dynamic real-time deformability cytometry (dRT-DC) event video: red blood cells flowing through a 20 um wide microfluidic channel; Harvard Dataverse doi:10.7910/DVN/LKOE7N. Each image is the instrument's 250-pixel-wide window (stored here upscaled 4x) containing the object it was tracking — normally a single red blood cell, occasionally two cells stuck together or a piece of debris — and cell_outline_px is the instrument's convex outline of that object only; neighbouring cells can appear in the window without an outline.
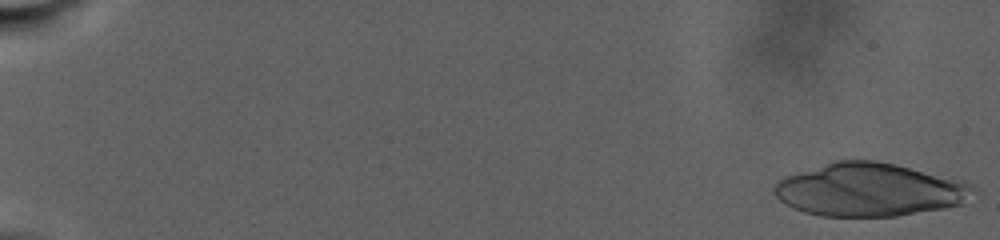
{"species": "human", "species_latin": "Homo sapiens", "temperature_condition": "warm", "stored_images_in_passage": 48, "camera_frame_rate_fps": 3000, "um_per_image_px": 0.085, "donor": {"sex": "male"}, "frame": {"image": 1, "passage_image": 1, "time_ms": 0.0, "image_size_px": [1000, 240], "cell_outline_px": [[976, 188], [960, 204], [944, 208], [896, 216], [820, 216], [804, 212], [784, 204], [772, 192], [772, 188], [776, 180], [784, 176], [836, 160], [876, 160], [964, 180]], "centroid_in_image_um": [73.84, 16.12], "position_along_channel_um": 11.2, "area_um2": 61.56}}